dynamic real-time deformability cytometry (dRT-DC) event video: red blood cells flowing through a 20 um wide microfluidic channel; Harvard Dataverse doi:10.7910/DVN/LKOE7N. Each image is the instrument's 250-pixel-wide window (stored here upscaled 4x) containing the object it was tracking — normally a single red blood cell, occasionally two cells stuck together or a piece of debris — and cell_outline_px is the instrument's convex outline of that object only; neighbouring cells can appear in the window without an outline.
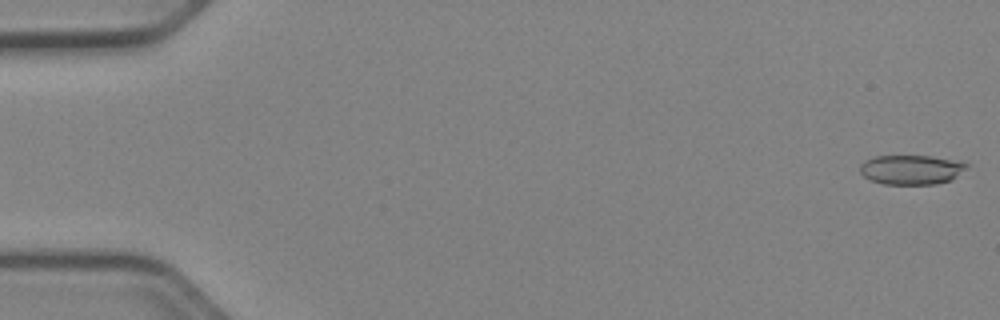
{"species": "Egyptian fruit bat (a non-hibernating species)", "species_latin": "Rousettus aegyptiacus", "temperature_condition": "cold", "stored_images_in_passage": 52, "camera_frame_rate_fps": 3000, "um_per_image_px": 0.085, "animal": {"sex": "female"}, "frame": {"image": 1, "passage_image": 1, "time_ms": 0.0, "image_size_px": [1000, 320], "cell_outline_px": [[968, 168], [952, 180], [936, 184], [884, 184], [868, 180], [860, 172], [860, 164], [864, 160], [872, 156], [932, 156], [968, 164]], "centroid_in_image_um": [77.42, 14.43], "position_along_channel_um": 7.6, "area_um2": 18.44}}
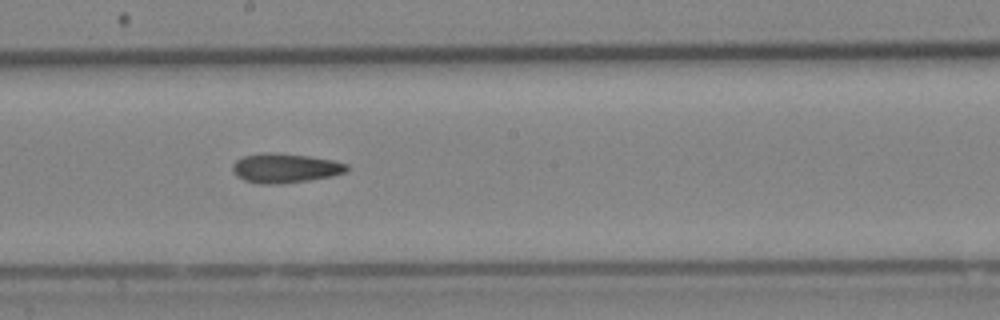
{"frame": {"image": 2, "passage_image": 29, "time_ms": 9.333, "image_size_px": [1000, 320], "cell_outline_px": [[348, 172], [332, 176], [284, 184], [260, 184], [244, 180], [236, 176], [232, 168], [232, 164], [236, 160], [244, 156], [260, 152], [272, 152], [312, 156], [336, 160], [348, 164]], "centroid_in_image_um": [24.26, 14.28], "position_along_channel_um": 223.9, "area_um2": 20.0}}
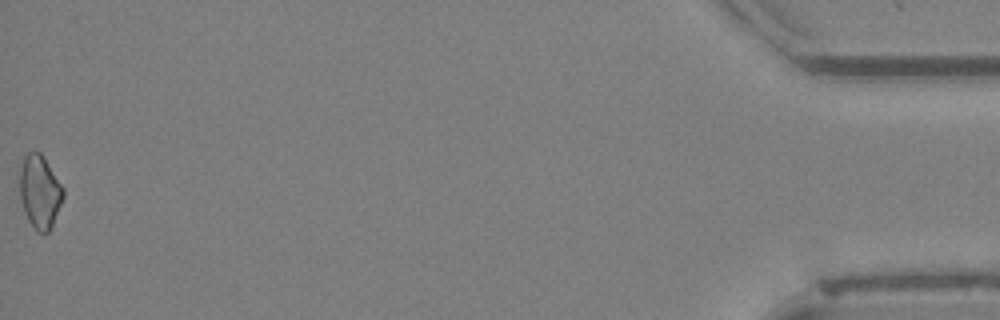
{"frame": {"image": 3, "passage_image": 52, "time_ms": 17.0, "image_size_px": [1000, 320], "cell_outline_px": [[64, 196], [52, 224], [48, 232], [44, 236], [36, 232], [28, 220], [24, 212], [20, 196], [20, 168], [24, 156], [28, 152], [40, 152], [44, 156], [64, 188]], "centroid_in_image_um": [3.38, 16.31], "position_along_channel_um": 431.8, "area_um2": 18.67}, "authors_computed_cell_mechanics": {"area_um2": 19.1318, "velocity_mm_per_s": 3.9774, "shape_relaxation_time_tau1_ms": null, "shape_relaxation_time_tau2_ms": 10.1022, "deformation_change_tau1": null, "deformation_change_tau2": 0.1915}}